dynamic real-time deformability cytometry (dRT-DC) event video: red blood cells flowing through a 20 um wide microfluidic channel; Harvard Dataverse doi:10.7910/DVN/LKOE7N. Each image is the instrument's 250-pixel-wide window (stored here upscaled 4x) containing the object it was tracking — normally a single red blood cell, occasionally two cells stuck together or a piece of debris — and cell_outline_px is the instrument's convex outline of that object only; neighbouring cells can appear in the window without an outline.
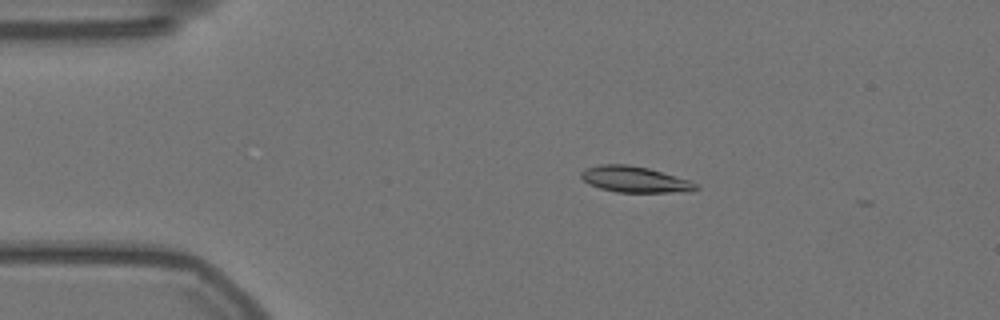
{"species": "Egyptian fruit bat (a non-hibernating species)", "species_latin": "Rousettus aegyptiacus", "temperature_condition": "warm", "stored_images_in_passage": 40, "camera_frame_rate_fps": 3000, "um_per_image_px": 0.085, "animal": {"sex": "female"}, "frame": {"image": 1, "passage_image": 1, "time_ms": 0.0, "image_size_px": [1000, 320], "cell_outline_px": [[700, 188], [692, 192], [616, 192], [600, 188], [588, 184], [580, 176], [580, 172], [588, 168], [600, 164], [628, 164], [648, 168], [688, 180], [696, 184]], "centroid_in_image_um": [53.95, 15.26], "position_along_channel_um": 31.0, "area_um2": 17.34}}
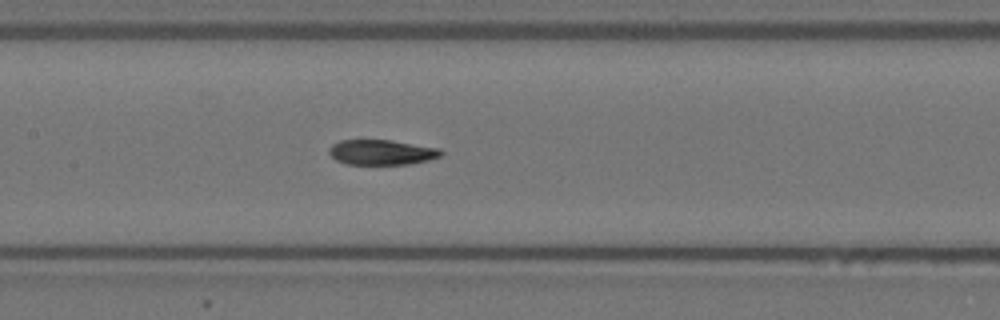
{"frame": {"image": 2, "passage_image": 17, "time_ms": 5.333, "image_size_px": [1000, 320], "cell_outline_px": [[444, 152], [440, 156], [428, 160], [408, 164], [348, 164], [336, 160], [328, 152], [328, 148], [332, 144], [340, 140], [392, 140], [440, 148]], "centroid_in_image_um": [32.44, 12.93], "position_along_channel_um": 175.0, "area_um2": 16.42}}
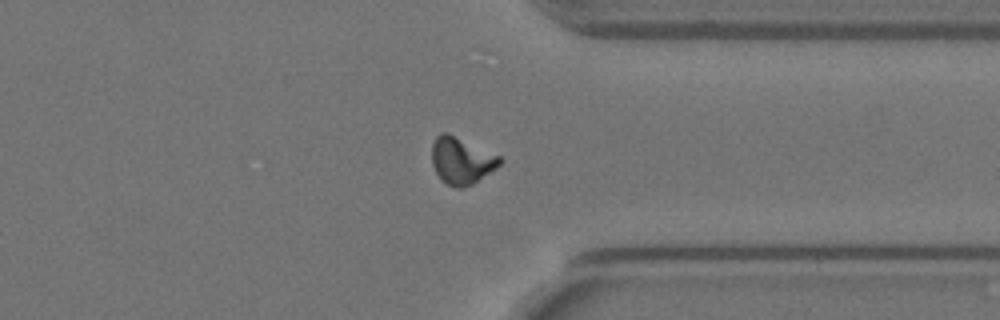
{"frame": {"image": 3, "passage_image": 34, "time_ms": 11.0, "image_size_px": [1000, 320], "cell_outline_px": [[504, 160], [496, 168], [472, 184], [464, 188], [456, 188], [444, 184], [440, 180], [432, 164], [432, 144], [436, 136], [440, 132], [448, 132], [500, 156]], "centroid_in_image_um": [39.2, 13.66], "position_along_channel_um": 372.2, "area_um2": 18.73}}